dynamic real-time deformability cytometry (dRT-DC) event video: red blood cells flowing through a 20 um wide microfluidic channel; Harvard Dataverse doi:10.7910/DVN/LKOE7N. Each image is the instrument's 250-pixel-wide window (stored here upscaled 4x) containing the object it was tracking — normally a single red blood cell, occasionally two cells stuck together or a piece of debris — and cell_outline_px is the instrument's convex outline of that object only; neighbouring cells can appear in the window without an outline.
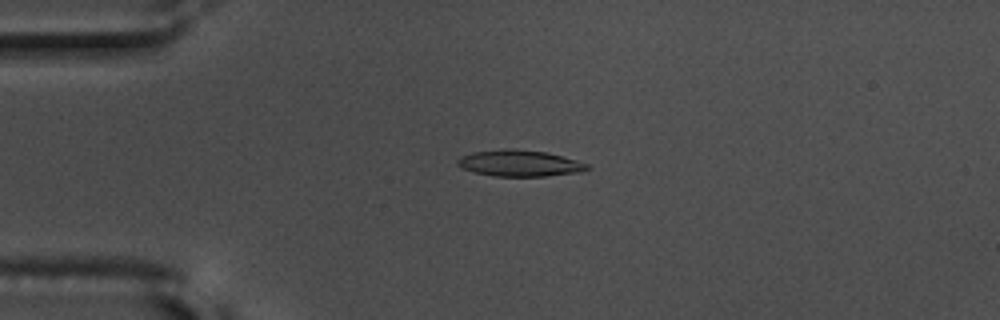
{"species": "common noctule bat (a hibernating species)", "species_latin": "Nyctalus noctula", "temperature_condition": "warm", "stored_images_in_passage": 51, "camera_frame_rate_fps": 3000, "um_per_image_px": 0.085, "animal": {"sex": "male", "body_mass_g": 17.5, "forearm_length_mm": 52.3}, "frame": {"image": 1, "passage_image": 8, "time_ms": 2.333, "image_size_px": [1000, 320], "cell_outline_px": [[592, 168], [580, 172], [548, 176], [492, 176], [472, 172], [456, 164], [456, 160], [460, 156], [472, 152], [504, 148], [512, 148], [544, 152], [576, 160], [588, 164]], "centroid_in_image_um": [44.13, 13.88], "position_along_channel_um": 40.9, "area_um2": 20.0}}
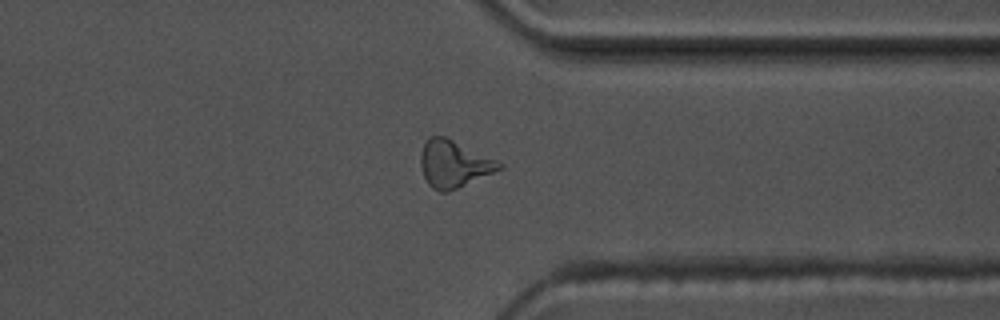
{"frame": {"image": 2, "passage_image": 38, "time_ms": 12.333, "image_size_px": [1000, 320], "cell_outline_px": [[504, 168], [448, 192], [440, 192], [432, 188], [428, 184], [420, 168], [420, 156], [424, 144], [428, 136], [444, 136], [496, 160], [504, 164]], "centroid_in_image_um": [38.55, 13.95], "position_along_channel_um": 372.8, "area_um2": 21.39}}
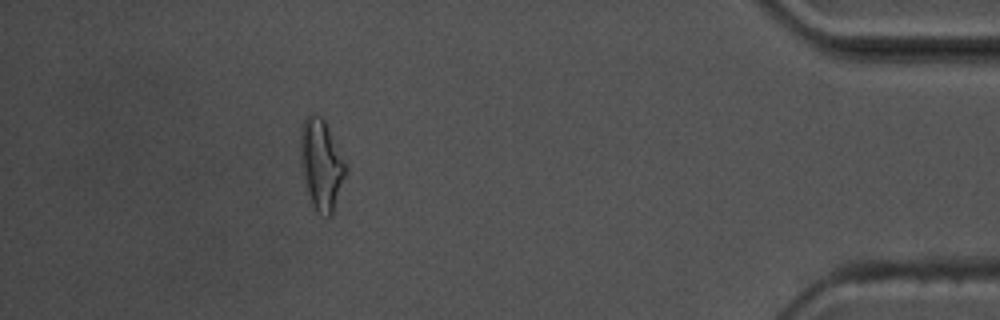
{"frame": {"image": 3, "passage_image": 45, "time_ms": 14.667, "image_size_px": [1000, 320], "cell_outline_px": [[348, 172], [332, 216], [328, 216], [316, 212], [312, 204], [308, 192], [300, 160], [300, 128], [304, 116], [312, 112], [316, 112], [324, 120], [348, 168]], "centroid_in_image_um": [27.32, 13.96], "position_along_channel_um": 407.9, "area_um2": 24.1}, "authors_computed_cell_mechanics": {"area_um2": 19.7676, "velocity_mm_per_s": 3.6193, "shape_relaxation_time_tau1_ms": 5.2459, "shape_relaxation_time_tau2_ms": 2.9597, "deformation_change_tau1": 0.1922, "deformation_change_tau2": 0.1163}}